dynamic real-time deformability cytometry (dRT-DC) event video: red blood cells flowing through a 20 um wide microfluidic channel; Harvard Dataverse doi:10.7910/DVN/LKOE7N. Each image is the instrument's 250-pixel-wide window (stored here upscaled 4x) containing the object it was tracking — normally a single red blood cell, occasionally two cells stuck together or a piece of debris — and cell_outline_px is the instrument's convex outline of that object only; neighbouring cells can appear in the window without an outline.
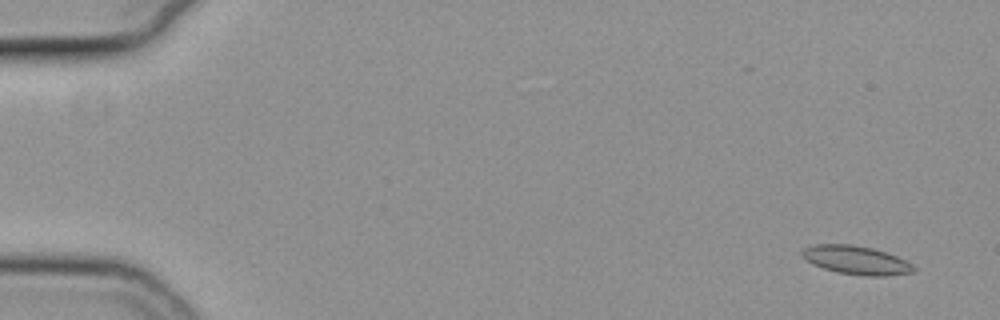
{"species": "common noctule bat (a hibernating species)", "species_latin": "Nyctalus noctula", "temperature_condition": "cold", "stored_images_in_passage": 57, "camera_frame_rate_fps": 3000, "um_per_image_px": 0.085, "animal": {"sex": "female", "body_mass_g": 19.3, "forearm_length_mm": 54.1}, "frame": {"image": 1, "passage_image": 4, "time_ms": 1.0, "image_size_px": [1000, 320], "cell_outline_px": [[916, 268], [912, 272], [888, 276], [864, 276], [836, 272], [812, 264], [804, 260], [800, 256], [800, 252], [804, 248], [816, 244], [852, 244], [872, 248], [896, 256], [912, 264]], "centroid_in_image_um": [72.72, 22.11], "position_along_channel_um": 12.3, "area_um2": 18.67}}
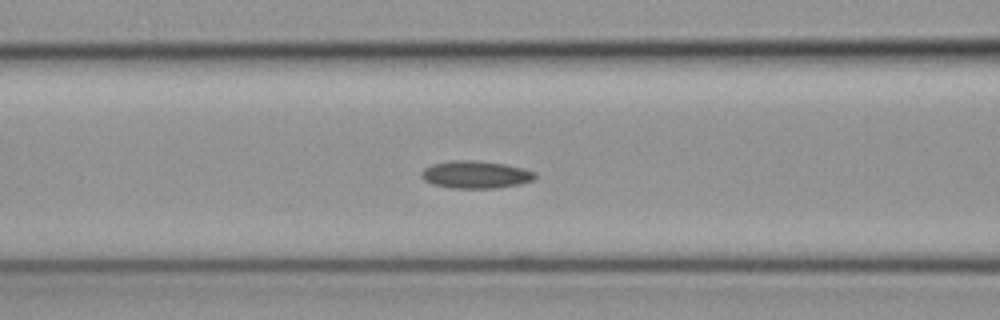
{"frame": {"image": 2, "passage_image": 25, "time_ms": 8.0, "image_size_px": [1000, 320], "cell_outline_px": [[536, 176], [532, 180], [520, 184], [496, 188], [452, 188], [432, 184], [424, 180], [420, 176], [420, 172], [424, 168], [432, 164], [452, 160], [472, 160], [504, 164], [524, 168], [536, 172]], "centroid_in_image_um": [40.41, 14.84], "position_along_channel_um": 126.2, "area_um2": 18.26}}
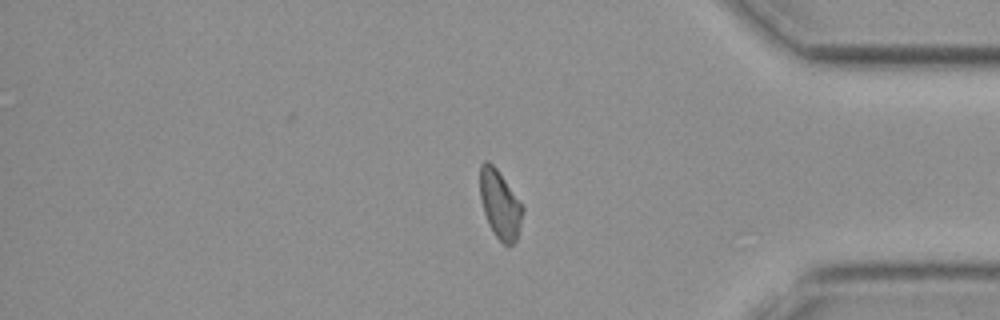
{"frame": {"image": 3, "passage_image": 48, "time_ms": 15.667, "image_size_px": [1000, 320], "cell_outline_px": [[524, 208], [516, 240], [508, 248], [496, 236], [488, 224], [484, 212], [480, 196], [480, 164], [484, 160], [488, 160], [496, 168]], "centroid_in_image_um": [42.47, 17.38], "position_along_channel_um": 392.7, "area_um2": 16.7}}